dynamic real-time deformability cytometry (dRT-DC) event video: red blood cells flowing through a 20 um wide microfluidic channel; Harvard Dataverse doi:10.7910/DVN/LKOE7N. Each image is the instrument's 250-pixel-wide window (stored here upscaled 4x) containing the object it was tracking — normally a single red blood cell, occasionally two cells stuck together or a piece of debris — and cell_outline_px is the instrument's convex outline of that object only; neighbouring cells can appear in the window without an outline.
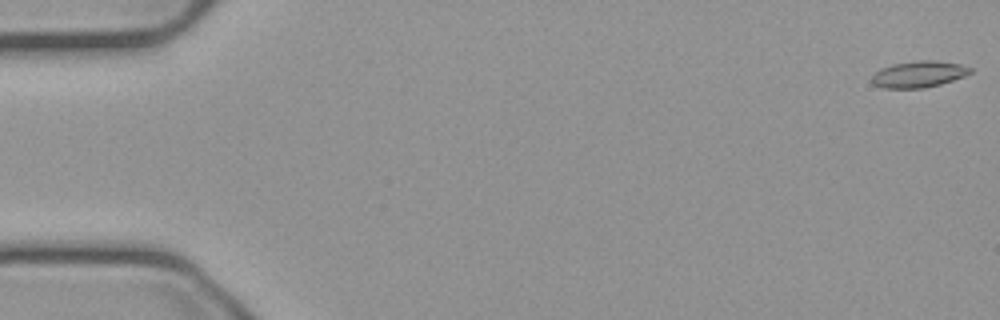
{"species": "common noctule bat (a hibernating species)", "species_latin": "Nyctalus noctula", "temperature_condition": "cold", "stored_images_in_passage": 55, "camera_frame_rate_fps": 3000, "um_per_image_px": 0.085, "animal": {"sex": "male", "body_mass_g": 23.1, "forearm_length_mm": 52.7}, "frame": {"image": 1, "passage_image": 1, "time_ms": 0.0, "image_size_px": [1000, 320], "cell_outline_px": [[972, 72], [964, 76], [940, 84], [924, 88], [884, 88], [872, 84], [872, 76], [880, 68], [892, 64], [916, 60], [932, 60], [960, 64], [972, 68]], "centroid_in_image_um": [78.07, 6.3], "position_along_channel_um": 6.9, "area_um2": 15.14}}
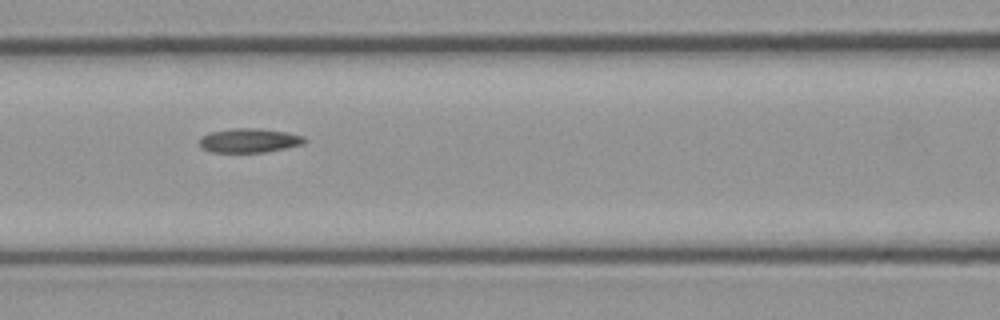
{"frame": {"image": 2, "passage_image": 24, "time_ms": 7.667, "image_size_px": [1000, 320], "cell_outline_px": [[308, 140], [304, 144], [288, 148], [264, 152], [212, 152], [200, 148], [200, 136], [208, 132], [236, 128], [260, 128], [288, 132], [304, 136]], "centroid_in_image_um": [21.21, 11.93], "position_along_channel_um": 145.4, "area_um2": 15.09}}
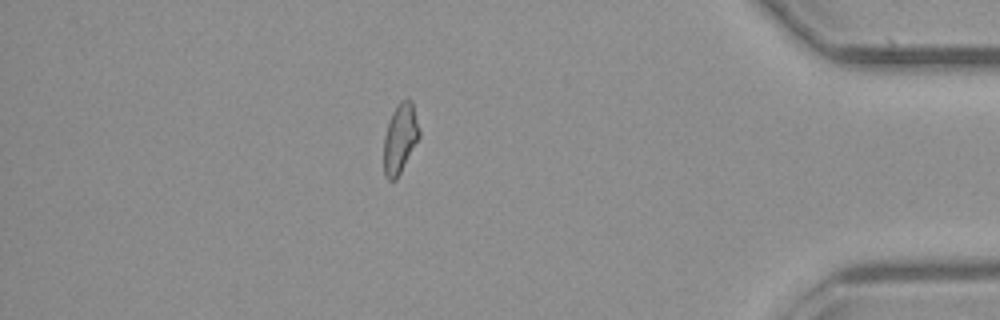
{"frame": {"image": 3, "passage_image": 48, "time_ms": 15.667, "image_size_px": [1000, 320], "cell_outline_px": [[420, 136], [396, 180], [388, 180], [384, 176], [384, 136], [388, 120], [392, 112], [400, 100], [412, 100], [420, 128]], "centroid_in_image_um": [34.0, 11.75], "position_along_channel_um": 401.2, "area_um2": 14.51}, "authors_computed_cell_mechanics": {"area_um2": 14.7968, "velocity_mm_per_s": 3.7421, "shape_relaxation_time_tau1_ms": null, "shape_relaxation_time_tau2_ms": 5.9769, "deformation_change_tau1": null, "deformation_change_tau2": 0.1316}}